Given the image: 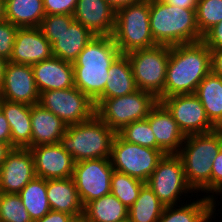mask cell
<instances>
[{"instance_id": "obj_1", "label": "cell", "mask_w": 222, "mask_h": 222, "mask_svg": "<svg viewBox=\"0 0 222 222\" xmlns=\"http://www.w3.org/2000/svg\"><path fill=\"white\" fill-rule=\"evenodd\" d=\"M211 72V50L202 42L170 46L163 98L195 94Z\"/></svg>"}, {"instance_id": "obj_2", "label": "cell", "mask_w": 222, "mask_h": 222, "mask_svg": "<svg viewBox=\"0 0 222 222\" xmlns=\"http://www.w3.org/2000/svg\"><path fill=\"white\" fill-rule=\"evenodd\" d=\"M120 54L112 36H95L73 62L75 87L95 101L104 92L109 68Z\"/></svg>"}, {"instance_id": "obj_3", "label": "cell", "mask_w": 222, "mask_h": 222, "mask_svg": "<svg viewBox=\"0 0 222 222\" xmlns=\"http://www.w3.org/2000/svg\"><path fill=\"white\" fill-rule=\"evenodd\" d=\"M150 30L158 45H181L202 41L196 9L179 8L162 0H149Z\"/></svg>"}, {"instance_id": "obj_4", "label": "cell", "mask_w": 222, "mask_h": 222, "mask_svg": "<svg viewBox=\"0 0 222 222\" xmlns=\"http://www.w3.org/2000/svg\"><path fill=\"white\" fill-rule=\"evenodd\" d=\"M222 149V129L185 137L180 157L188 185L194 193H211L212 162Z\"/></svg>"}, {"instance_id": "obj_5", "label": "cell", "mask_w": 222, "mask_h": 222, "mask_svg": "<svg viewBox=\"0 0 222 222\" xmlns=\"http://www.w3.org/2000/svg\"><path fill=\"white\" fill-rule=\"evenodd\" d=\"M116 134L95 114L87 121L67 125L60 144L73 157L75 163L110 158Z\"/></svg>"}, {"instance_id": "obj_6", "label": "cell", "mask_w": 222, "mask_h": 222, "mask_svg": "<svg viewBox=\"0 0 222 222\" xmlns=\"http://www.w3.org/2000/svg\"><path fill=\"white\" fill-rule=\"evenodd\" d=\"M112 37L121 54L158 45L150 30L149 0L117 9Z\"/></svg>"}, {"instance_id": "obj_7", "label": "cell", "mask_w": 222, "mask_h": 222, "mask_svg": "<svg viewBox=\"0 0 222 222\" xmlns=\"http://www.w3.org/2000/svg\"><path fill=\"white\" fill-rule=\"evenodd\" d=\"M96 115L113 131L118 133L126 125L146 119L158 99L140 89L122 97L96 99Z\"/></svg>"}, {"instance_id": "obj_8", "label": "cell", "mask_w": 222, "mask_h": 222, "mask_svg": "<svg viewBox=\"0 0 222 222\" xmlns=\"http://www.w3.org/2000/svg\"><path fill=\"white\" fill-rule=\"evenodd\" d=\"M138 89L153 94L160 102L166 80L170 46L156 45L126 54Z\"/></svg>"}, {"instance_id": "obj_9", "label": "cell", "mask_w": 222, "mask_h": 222, "mask_svg": "<svg viewBox=\"0 0 222 222\" xmlns=\"http://www.w3.org/2000/svg\"><path fill=\"white\" fill-rule=\"evenodd\" d=\"M163 156L161 150L127 142L117 133L112 144L110 161L114 170L146 183Z\"/></svg>"}, {"instance_id": "obj_10", "label": "cell", "mask_w": 222, "mask_h": 222, "mask_svg": "<svg viewBox=\"0 0 222 222\" xmlns=\"http://www.w3.org/2000/svg\"><path fill=\"white\" fill-rule=\"evenodd\" d=\"M146 183L165 206L179 205L183 194L188 196L194 192L187 183L183 163L177 154H164Z\"/></svg>"}, {"instance_id": "obj_11", "label": "cell", "mask_w": 222, "mask_h": 222, "mask_svg": "<svg viewBox=\"0 0 222 222\" xmlns=\"http://www.w3.org/2000/svg\"><path fill=\"white\" fill-rule=\"evenodd\" d=\"M39 104L67 125L89 120L96 114L94 101L75 86L40 93Z\"/></svg>"}, {"instance_id": "obj_12", "label": "cell", "mask_w": 222, "mask_h": 222, "mask_svg": "<svg viewBox=\"0 0 222 222\" xmlns=\"http://www.w3.org/2000/svg\"><path fill=\"white\" fill-rule=\"evenodd\" d=\"M113 171L110 158L90 159L75 163L72 179L83 206L111 193L110 184Z\"/></svg>"}, {"instance_id": "obj_13", "label": "cell", "mask_w": 222, "mask_h": 222, "mask_svg": "<svg viewBox=\"0 0 222 222\" xmlns=\"http://www.w3.org/2000/svg\"><path fill=\"white\" fill-rule=\"evenodd\" d=\"M160 102L171 113L185 137L216 129L210 123L201 101L195 94L173 95L163 98Z\"/></svg>"}, {"instance_id": "obj_14", "label": "cell", "mask_w": 222, "mask_h": 222, "mask_svg": "<svg viewBox=\"0 0 222 222\" xmlns=\"http://www.w3.org/2000/svg\"><path fill=\"white\" fill-rule=\"evenodd\" d=\"M39 96L31 65L8 61L0 87V99L34 105L39 103Z\"/></svg>"}, {"instance_id": "obj_15", "label": "cell", "mask_w": 222, "mask_h": 222, "mask_svg": "<svg viewBox=\"0 0 222 222\" xmlns=\"http://www.w3.org/2000/svg\"><path fill=\"white\" fill-rule=\"evenodd\" d=\"M29 149L37 177L45 180L72 177L75 161L60 143L42 144Z\"/></svg>"}, {"instance_id": "obj_16", "label": "cell", "mask_w": 222, "mask_h": 222, "mask_svg": "<svg viewBox=\"0 0 222 222\" xmlns=\"http://www.w3.org/2000/svg\"><path fill=\"white\" fill-rule=\"evenodd\" d=\"M35 176L30 149L13 148L0 167V193L18 194Z\"/></svg>"}, {"instance_id": "obj_17", "label": "cell", "mask_w": 222, "mask_h": 222, "mask_svg": "<svg viewBox=\"0 0 222 222\" xmlns=\"http://www.w3.org/2000/svg\"><path fill=\"white\" fill-rule=\"evenodd\" d=\"M52 56V44L42 34L39 27L18 28L8 61L33 65Z\"/></svg>"}, {"instance_id": "obj_18", "label": "cell", "mask_w": 222, "mask_h": 222, "mask_svg": "<svg viewBox=\"0 0 222 222\" xmlns=\"http://www.w3.org/2000/svg\"><path fill=\"white\" fill-rule=\"evenodd\" d=\"M115 16L116 10L105 0H78L73 14L94 36H112Z\"/></svg>"}, {"instance_id": "obj_19", "label": "cell", "mask_w": 222, "mask_h": 222, "mask_svg": "<svg viewBox=\"0 0 222 222\" xmlns=\"http://www.w3.org/2000/svg\"><path fill=\"white\" fill-rule=\"evenodd\" d=\"M146 119L156 138V149L164 154H177L184 143L185 135L167 108L158 101Z\"/></svg>"}, {"instance_id": "obj_20", "label": "cell", "mask_w": 222, "mask_h": 222, "mask_svg": "<svg viewBox=\"0 0 222 222\" xmlns=\"http://www.w3.org/2000/svg\"><path fill=\"white\" fill-rule=\"evenodd\" d=\"M31 67L39 93L75 86L73 63L52 56Z\"/></svg>"}, {"instance_id": "obj_21", "label": "cell", "mask_w": 222, "mask_h": 222, "mask_svg": "<svg viewBox=\"0 0 222 222\" xmlns=\"http://www.w3.org/2000/svg\"><path fill=\"white\" fill-rule=\"evenodd\" d=\"M0 109L9 122L11 146L31 148V105L0 99Z\"/></svg>"}, {"instance_id": "obj_22", "label": "cell", "mask_w": 222, "mask_h": 222, "mask_svg": "<svg viewBox=\"0 0 222 222\" xmlns=\"http://www.w3.org/2000/svg\"><path fill=\"white\" fill-rule=\"evenodd\" d=\"M31 147L60 143L67 124L39 103L31 105Z\"/></svg>"}, {"instance_id": "obj_23", "label": "cell", "mask_w": 222, "mask_h": 222, "mask_svg": "<svg viewBox=\"0 0 222 222\" xmlns=\"http://www.w3.org/2000/svg\"><path fill=\"white\" fill-rule=\"evenodd\" d=\"M47 198L52 211L64 212L74 218L84 213V206L72 177L47 179Z\"/></svg>"}, {"instance_id": "obj_24", "label": "cell", "mask_w": 222, "mask_h": 222, "mask_svg": "<svg viewBox=\"0 0 222 222\" xmlns=\"http://www.w3.org/2000/svg\"><path fill=\"white\" fill-rule=\"evenodd\" d=\"M95 36L83 25L73 21L68 29H65L52 44L53 56L73 63L79 53Z\"/></svg>"}, {"instance_id": "obj_25", "label": "cell", "mask_w": 222, "mask_h": 222, "mask_svg": "<svg viewBox=\"0 0 222 222\" xmlns=\"http://www.w3.org/2000/svg\"><path fill=\"white\" fill-rule=\"evenodd\" d=\"M104 92L97 99L122 97L138 90L132 66L126 54H120L111 64Z\"/></svg>"}, {"instance_id": "obj_26", "label": "cell", "mask_w": 222, "mask_h": 222, "mask_svg": "<svg viewBox=\"0 0 222 222\" xmlns=\"http://www.w3.org/2000/svg\"><path fill=\"white\" fill-rule=\"evenodd\" d=\"M195 95L216 129H222V77L210 72L199 84Z\"/></svg>"}, {"instance_id": "obj_27", "label": "cell", "mask_w": 222, "mask_h": 222, "mask_svg": "<svg viewBox=\"0 0 222 222\" xmlns=\"http://www.w3.org/2000/svg\"><path fill=\"white\" fill-rule=\"evenodd\" d=\"M202 197L188 204L179 203L181 206H165L158 222H211L213 199Z\"/></svg>"}, {"instance_id": "obj_28", "label": "cell", "mask_w": 222, "mask_h": 222, "mask_svg": "<svg viewBox=\"0 0 222 222\" xmlns=\"http://www.w3.org/2000/svg\"><path fill=\"white\" fill-rule=\"evenodd\" d=\"M5 20L19 28L39 27L46 13L43 0H5Z\"/></svg>"}, {"instance_id": "obj_29", "label": "cell", "mask_w": 222, "mask_h": 222, "mask_svg": "<svg viewBox=\"0 0 222 222\" xmlns=\"http://www.w3.org/2000/svg\"><path fill=\"white\" fill-rule=\"evenodd\" d=\"M86 222H120L128 218V208L112 193L84 206Z\"/></svg>"}, {"instance_id": "obj_30", "label": "cell", "mask_w": 222, "mask_h": 222, "mask_svg": "<svg viewBox=\"0 0 222 222\" xmlns=\"http://www.w3.org/2000/svg\"><path fill=\"white\" fill-rule=\"evenodd\" d=\"M32 221L41 219L50 210L47 198V180L35 176L19 193Z\"/></svg>"}, {"instance_id": "obj_31", "label": "cell", "mask_w": 222, "mask_h": 222, "mask_svg": "<svg viewBox=\"0 0 222 222\" xmlns=\"http://www.w3.org/2000/svg\"><path fill=\"white\" fill-rule=\"evenodd\" d=\"M165 205L145 183L140 189L138 198L128 209V219L131 222H158Z\"/></svg>"}, {"instance_id": "obj_32", "label": "cell", "mask_w": 222, "mask_h": 222, "mask_svg": "<svg viewBox=\"0 0 222 222\" xmlns=\"http://www.w3.org/2000/svg\"><path fill=\"white\" fill-rule=\"evenodd\" d=\"M144 184L142 180L114 170L111 176V193L129 209Z\"/></svg>"}, {"instance_id": "obj_33", "label": "cell", "mask_w": 222, "mask_h": 222, "mask_svg": "<svg viewBox=\"0 0 222 222\" xmlns=\"http://www.w3.org/2000/svg\"><path fill=\"white\" fill-rule=\"evenodd\" d=\"M2 222H33L19 194L0 193Z\"/></svg>"}, {"instance_id": "obj_34", "label": "cell", "mask_w": 222, "mask_h": 222, "mask_svg": "<svg viewBox=\"0 0 222 222\" xmlns=\"http://www.w3.org/2000/svg\"><path fill=\"white\" fill-rule=\"evenodd\" d=\"M118 134L127 142L156 149V138L147 119L126 125Z\"/></svg>"}, {"instance_id": "obj_35", "label": "cell", "mask_w": 222, "mask_h": 222, "mask_svg": "<svg viewBox=\"0 0 222 222\" xmlns=\"http://www.w3.org/2000/svg\"><path fill=\"white\" fill-rule=\"evenodd\" d=\"M195 11L199 32L203 36L222 21V0H198Z\"/></svg>"}, {"instance_id": "obj_36", "label": "cell", "mask_w": 222, "mask_h": 222, "mask_svg": "<svg viewBox=\"0 0 222 222\" xmlns=\"http://www.w3.org/2000/svg\"><path fill=\"white\" fill-rule=\"evenodd\" d=\"M74 21L73 15L53 14L45 15L39 28L46 39L53 44L65 29Z\"/></svg>"}, {"instance_id": "obj_37", "label": "cell", "mask_w": 222, "mask_h": 222, "mask_svg": "<svg viewBox=\"0 0 222 222\" xmlns=\"http://www.w3.org/2000/svg\"><path fill=\"white\" fill-rule=\"evenodd\" d=\"M18 28L9 21L0 22V56L7 61L12 54Z\"/></svg>"}, {"instance_id": "obj_38", "label": "cell", "mask_w": 222, "mask_h": 222, "mask_svg": "<svg viewBox=\"0 0 222 222\" xmlns=\"http://www.w3.org/2000/svg\"><path fill=\"white\" fill-rule=\"evenodd\" d=\"M222 189V149L219 151L217 156L214 158L212 162V170H211V195H208L211 199H213V208H212V218L215 219L214 213L216 215V197L214 194H217ZM214 195V196H213Z\"/></svg>"}, {"instance_id": "obj_39", "label": "cell", "mask_w": 222, "mask_h": 222, "mask_svg": "<svg viewBox=\"0 0 222 222\" xmlns=\"http://www.w3.org/2000/svg\"><path fill=\"white\" fill-rule=\"evenodd\" d=\"M78 0H43L46 15H73Z\"/></svg>"}, {"instance_id": "obj_40", "label": "cell", "mask_w": 222, "mask_h": 222, "mask_svg": "<svg viewBox=\"0 0 222 222\" xmlns=\"http://www.w3.org/2000/svg\"><path fill=\"white\" fill-rule=\"evenodd\" d=\"M202 42L210 50L222 49V21L214 25L203 35Z\"/></svg>"}, {"instance_id": "obj_41", "label": "cell", "mask_w": 222, "mask_h": 222, "mask_svg": "<svg viewBox=\"0 0 222 222\" xmlns=\"http://www.w3.org/2000/svg\"><path fill=\"white\" fill-rule=\"evenodd\" d=\"M74 217L64 212L50 210L41 219L33 222H70Z\"/></svg>"}, {"instance_id": "obj_42", "label": "cell", "mask_w": 222, "mask_h": 222, "mask_svg": "<svg viewBox=\"0 0 222 222\" xmlns=\"http://www.w3.org/2000/svg\"><path fill=\"white\" fill-rule=\"evenodd\" d=\"M211 72L222 77V49L211 50Z\"/></svg>"}, {"instance_id": "obj_43", "label": "cell", "mask_w": 222, "mask_h": 222, "mask_svg": "<svg viewBox=\"0 0 222 222\" xmlns=\"http://www.w3.org/2000/svg\"><path fill=\"white\" fill-rule=\"evenodd\" d=\"M0 142H6L11 145V131L9 122L0 109Z\"/></svg>"}, {"instance_id": "obj_44", "label": "cell", "mask_w": 222, "mask_h": 222, "mask_svg": "<svg viewBox=\"0 0 222 222\" xmlns=\"http://www.w3.org/2000/svg\"><path fill=\"white\" fill-rule=\"evenodd\" d=\"M179 8L196 9L198 0H162Z\"/></svg>"}, {"instance_id": "obj_45", "label": "cell", "mask_w": 222, "mask_h": 222, "mask_svg": "<svg viewBox=\"0 0 222 222\" xmlns=\"http://www.w3.org/2000/svg\"><path fill=\"white\" fill-rule=\"evenodd\" d=\"M105 1L115 10H117L124 6L139 3L142 0H105Z\"/></svg>"}, {"instance_id": "obj_46", "label": "cell", "mask_w": 222, "mask_h": 222, "mask_svg": "<svg viewBox=\"0 0 222 222\" xmlns=\"http://www.w3.org/2000/svg\"><path fill=\"white\" fill-rule=\"evenodd\" d=\"M13 147L6 142H0V167L6 160L7 155L12 151Z\"/></svg>"}, {"instance_id": "obj_47", "label": "cell", "mask_w": 222, "mask_h": 222, "mask_svg": "<svg viewBox=\"0 0 222 222\" xmlns=\"http://www.w3.org/2000/svg\"><path fill=\"white\" fill-rule=\"evenodd\" d=\"M7 62L8 61L5 58L0 56V87H1V84H2V81H3L5 66H6Z\"/></svg>"}, {"instance_id": "obj_48", "label": "cell", "mask_w": 222, "mask_h": 222, "mask_svg": "<svg viewBox=\"0 0 222 222\" xmlns=\"http://www.w3.org/2000/svg\"><path fill=\"white\" fill-rule=\"evenodd\" d=\"M5 0H0V22L5 20Z\"/></svg>"}, {"instance_id": "obj_49", "label": "cell", "mask_w": 222, "mask_h": 222, "mask_svg": "<svg viewBox=\"0 0 222 222\" xmlns=\"http://www.w3.org/2000/svg\"><path fill=\"white\" fill-rule=\"evenodd\" d=\"M70 222H86V219H85V217L82 215V216L73 218Z\"/></svg>"}, {"instance_id": "obj_50", "label": "cell", "mask_w": 222, "mask_h": 222, "mask_svg": "<svg viewBox=\"0 0 222 222\" xmlns=\"http://www.w3.org/2000/svg\"><path fill=\"white\" fill-rule=\"evenodd\" d=\"M221 194H222V189L216 195H220V199H221L222 198Z\"/></svg>"}, {"instance_id": "obj_51", "label": "cell", "mask_w": 222, "mask_h": 222, "mask_svg": "<svg viewBox=\"0 0 222 222\" xmlns=\"http://www.w3.org/2000/svg\"><path fill=\"white\" fill-rule=\"evenodd\" d=\"M120 222H131L128 218H126L125 220H122Z\"/></svg>"}]
</instances>
